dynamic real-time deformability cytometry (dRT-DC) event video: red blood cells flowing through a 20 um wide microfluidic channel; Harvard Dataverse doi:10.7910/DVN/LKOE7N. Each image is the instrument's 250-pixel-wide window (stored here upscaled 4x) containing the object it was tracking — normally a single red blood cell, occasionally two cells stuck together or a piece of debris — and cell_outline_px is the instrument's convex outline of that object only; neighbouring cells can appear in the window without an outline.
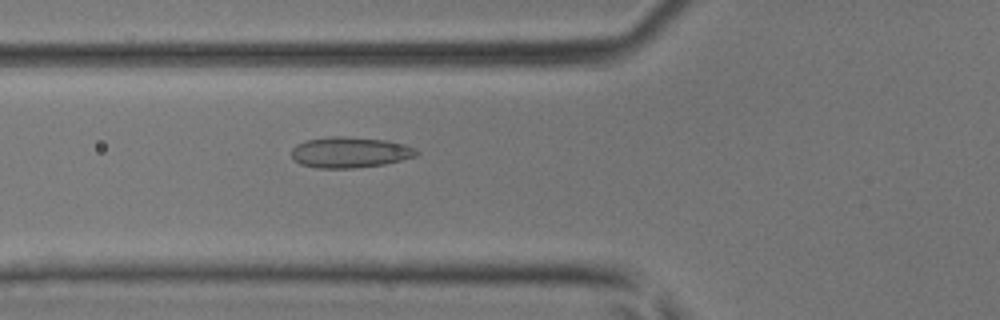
{"species": "common noctule bat (a hibernating species)", "species_latin": "Nyctalus noctula", "temperature_condition": "room temperature", "stored_images_in_passage": 44, "camera_frame_rate_fps": 3000, "um_per_image_px": 0.085, "animal": {"sex": "male", "body_mass_g": 17.9, "forearm_length_mm": 54.2}, "frame": {"image": 1, "passage_image": 14, "time_ms": 4.333, "image_size_px": [1000, 320], "cell_outline_px": [[420, 152], [416, 156], [384, 164], [356, 168], [316, 168], [300, 164], [292, 156], [292, 148], [296, 144], [308, 140], [328, 136], [344, 136], [388, 140], [404, 144], [416, 148]], "centroid_in_image_um": [29.76, 12.94], "position_along_channel_um": 96.0, "area_um2": 22.54}}
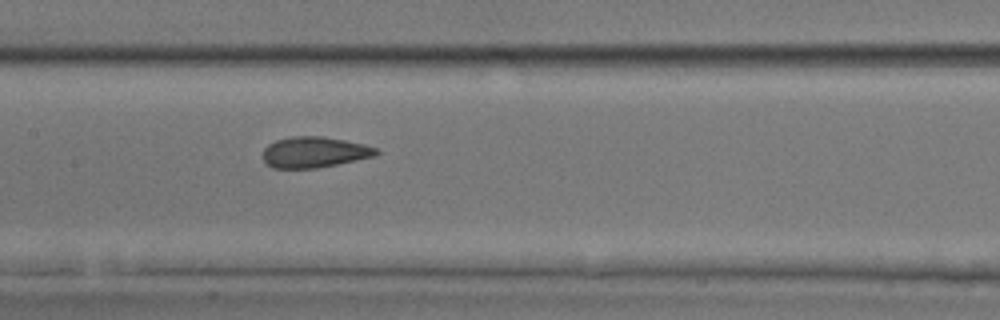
{"frame": {"image": 2, "passage_image": 20, "time_ms": 6.333, "image_size_px": [1000, 320], "cell_outline_px": [[380, 152], [376, 156], [316, 168], [272, 168], [264, 164], [264, 148], [268, 144], [276, 140], [292, 136], [324, 136], [364, 144], [376, 148]], "centroid_in_image_um": [26.71, 12.93], "position_along_channel_um": 180.7, "area_um2": 20.4}}
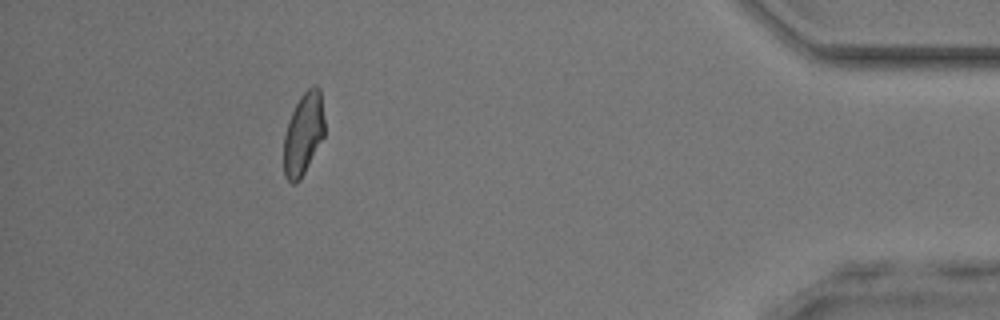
{"frame": {"image": 3, "passage_image": 40, "time_ms": 13.0, "image_size_px": [1000, 320], "cell_outline_px": [[324, 136], [300, 180], [296, 184], [292, 184], [284, 176], [284, 136], [288, 120], [300, 96], [312, 84], [316, 84], [320, 88], [324, 120]], "centroid_in_image_um": [25.79, 11.37], "position_along_channel_um": 409.4, "area_um2": 19.59}, "authors_computed_cell_mechanics": {"area_um2": 20.7791, "velocity_mm_per_s": 4.2278, "shape_relaxation_time_tau1_ms": 7.8034, "shape_relaxation_time_tau2_ms": 0.9916, "deformation_change_tau1": 0.1504, "deformation_change_tau2": 0.0708}}